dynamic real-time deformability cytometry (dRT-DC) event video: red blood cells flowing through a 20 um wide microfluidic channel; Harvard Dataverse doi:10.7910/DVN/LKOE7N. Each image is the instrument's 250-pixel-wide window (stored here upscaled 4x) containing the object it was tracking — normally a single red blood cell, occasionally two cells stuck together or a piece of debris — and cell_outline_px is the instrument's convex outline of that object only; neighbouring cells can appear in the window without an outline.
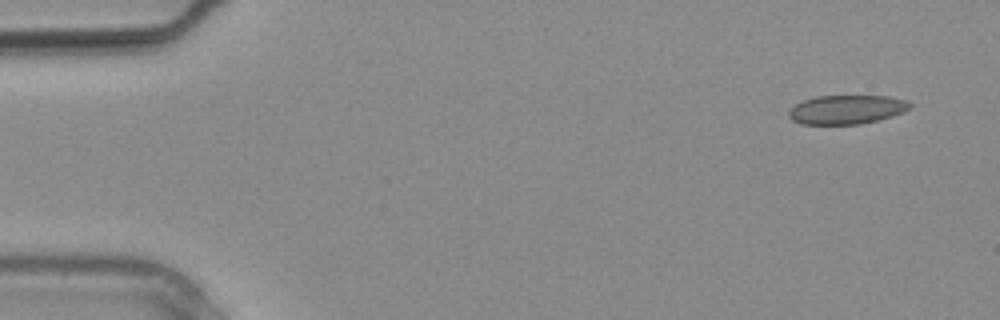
{"species": "common noctule bat (a hibernating species)", "species_latin": "Nyctalus noctula", "temperature_condition": "warm", "stored_images_in_passage": 3, "camera_frame_rate_fps": 3000, "um_per_image_px": 0.085, "animal": {"sex": "male", "body_mass_g": 20.4}, "frame": {"image": 1, "passage_image": 1, "time_ms": 0.0, "image_size_px": [1000, 320], "cell_outline_px": [[912, 104], [904, 112], [892, 116], [860, 124], [800, 124], [792, 120], [788, 116], [788, 112], [796, 104], [804, 100], [816, 96], [888, 96], [904, 100]], "centroid_in_image_um": [71.94, 9.31], "position_along_channel_um": 13.1, "area_um2": 20.29}}